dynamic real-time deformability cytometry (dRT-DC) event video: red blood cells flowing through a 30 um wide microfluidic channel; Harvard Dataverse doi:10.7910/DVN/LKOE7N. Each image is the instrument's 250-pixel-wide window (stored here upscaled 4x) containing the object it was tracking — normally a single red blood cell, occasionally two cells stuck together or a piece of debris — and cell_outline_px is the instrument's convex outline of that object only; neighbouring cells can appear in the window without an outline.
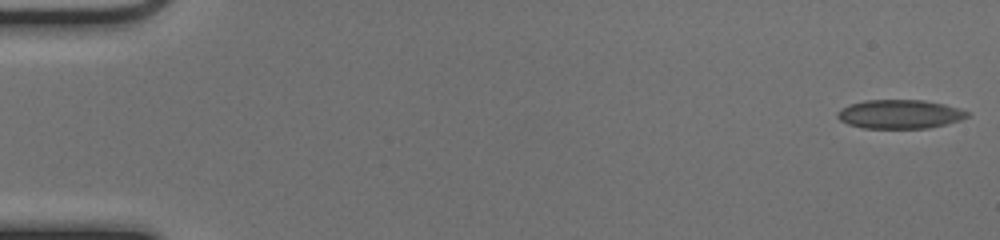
{"species": "common noctule bat (a hibernating species)", "species_latin": "Nyctalus noctula", "temperature_condition": "cold", "stored_images_in_passage": 53, "camera_frame_rate_fps": 3000, "um_per_image_px": 0.085, "animal": {"sex": "female", "body_mass_g": 17.0, "forearm_length_mm": 48.0}, "frame": {"image": 1, "passage_image": 1, "time_ms": 0.0, "image_size_px": [1000, 240], "cell_outline_px": [[968, 116], [960, 120], [928, 128], [864, 128], [848, 124], [840, 120], [836, 116], [836, 112], [852, 104], [864, 100], [924, 100], [944, 104], [968, 112]], "centroid_in_image_um": [76.45, 9.7], "position_along_channel_um": 8.5, "area_um2": 21.56}}
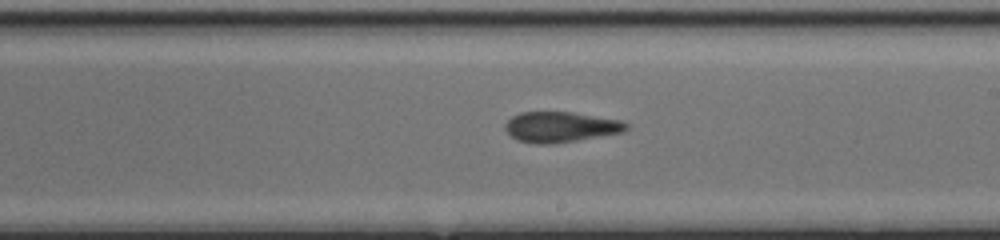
{"frame": {"image": 2, "passage_image": 31, "time_ms": 10.0, "image_size_px": [1000, 240], "cell_outline_px": [[628, 128], [624, 132], [552, 144], [536, 144], [516, 140], [504, 128], [504, 124], [512, 116], [520, 112], [572, 112], [620, 120], [628, 124]], "centroid_in_image_um": [47.63, 10.79], "position_along_channel_um": 241.4, "area_um2": 21.44}}
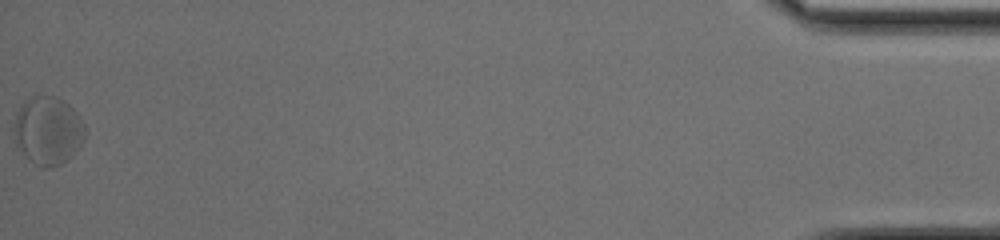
{"frame": {"image": 3, "passage_image": 53, "time_ms": 17.333, "image_size_px": [1000, 240], "cell_outline_px": [[84, 136], [76, 152], [68, 160], [60, 164], [48, 168], [44, 168], [36, 164], [16, 144], [12, 132], [12, 128], [16, 112], [20, 104], [24, 100], [32, 96], [56, 96], [64, 100], [72, 108], [84, 124]], "centroid_in_image_um": [4.04, 11.07], "position_along_channel_um": 431.2, "area_um2": 28.21}, "authors_computed_cell_mechanics": {"area_um2": 21.6172, "velocity_mm_per_s": 3.934, "shape_relaxation_time_tau1_ms": null, "shape_relaxation_time_tau2_ms": 2.2751, "deformation_change_tau1": null, "deformation_change_tau2": 0.0779}}